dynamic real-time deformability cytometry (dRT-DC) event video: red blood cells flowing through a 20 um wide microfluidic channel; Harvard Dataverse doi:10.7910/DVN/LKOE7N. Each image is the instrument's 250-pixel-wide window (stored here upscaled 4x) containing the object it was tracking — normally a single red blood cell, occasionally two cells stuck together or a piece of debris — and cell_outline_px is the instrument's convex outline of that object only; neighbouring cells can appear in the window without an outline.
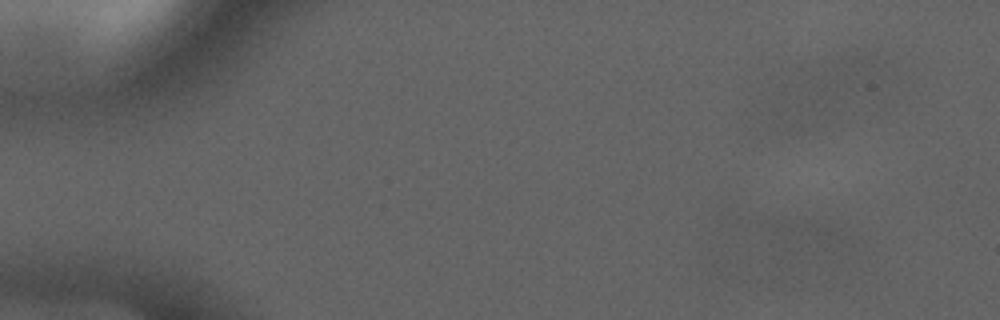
{"species": "common noctule bat (a hibernating species)", "species_latin": "Nyctalus noctula", "temperature_condition": "cold", "stored_images_in_passage": 3, "camera_frame_rate_fps": 3000, "um_per_image_px": 0.085, "animal": {"sex": "male", "forearm_length_mm": 52.5}, "frame": {"image": 1, "passage_image": 1, "time_ms": 0.0, "image_size_px": [1000, 320], "cell_outline_px": [[844, 236], [832, 256], [824, 260], [772, 236], [768, 228], [776, 220], [808, 220], [836, 228]], "centroid_in_image_um": [68.69, 20.1], "position_along_channel_um": 16.3, "area_um2": 13.58}}